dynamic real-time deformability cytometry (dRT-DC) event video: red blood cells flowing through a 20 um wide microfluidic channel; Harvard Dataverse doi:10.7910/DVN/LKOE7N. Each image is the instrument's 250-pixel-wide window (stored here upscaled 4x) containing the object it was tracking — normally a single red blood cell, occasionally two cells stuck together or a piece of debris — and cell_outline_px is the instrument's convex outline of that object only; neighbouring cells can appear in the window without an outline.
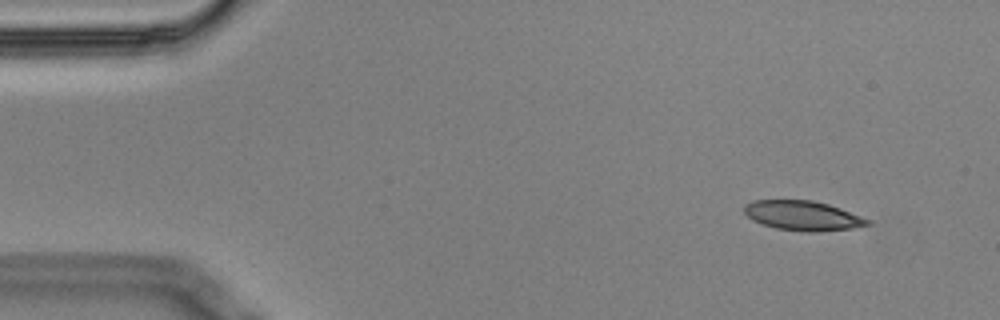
{"species": "Egyptian fruit bat (a non-hibernating species)", "species_latin": "Rousettus aegyptiacus", "temperature_condition": "cold", "stored_images_in_passage": 14, "camera_frame_rate_fps": 3000, "um_per_image_px": 0.085, "animal": {"sex": "male"}, "frame": {"image": 1, "passage_image": 1, "time_ms": 0.0, "image_size_px": [1000, 320], "cell_outline_px": [[872, 224], [852, 228], [820, 232], [808, 232], [776, 228], [752, 220], [744, 212], [744, 204], [752, 200], [812, 200], [828, 204], [840, 208], [872, 220]], "centroid_in_image_um": [68.26, 18.33], "position_along_channel_um": 16.7, "area_um2": 21.39}}
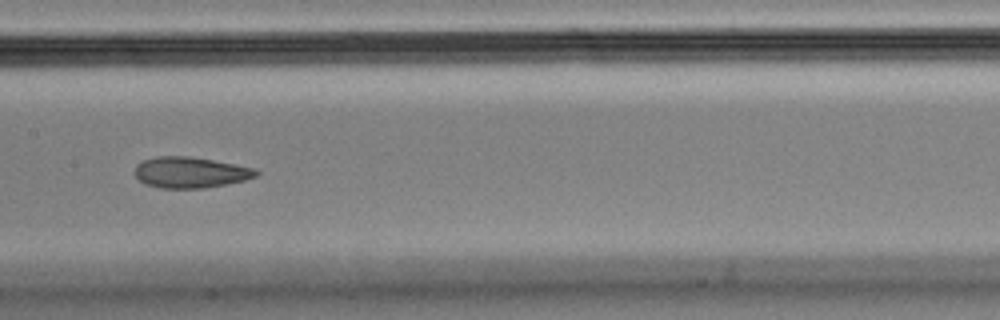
{"frame": {"image": 2, "passage_image": 7, "time_ms": 2.0, "image_size_px": [1000, 320], "cell_outline_px": [[260, 172], [256, 176], [244, 180], [204, 188], [160, 188], [144, 184], [132, 172], [136, 164], [144, 160], [156, 156], [188, 156], [212, 160], [252, 168]], "centroid_in_image_um": [16.1, 14.65], "position_along_channel_um": 191.3, "area_um2": 21.73}}
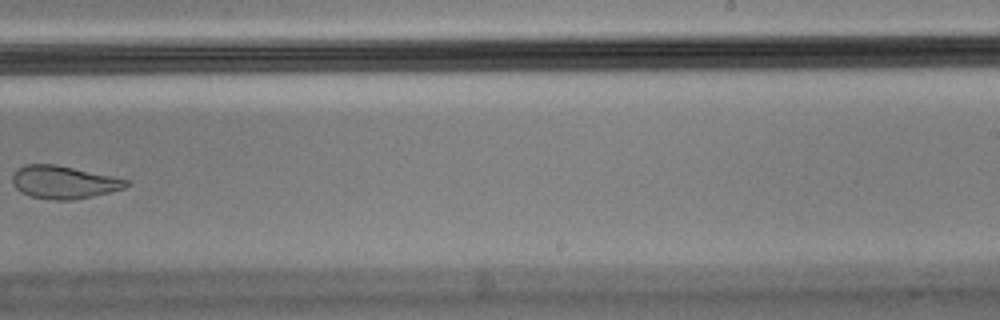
{"frame": {"image": 3, "passage_image": 9, "time_ms": 2.667, "image_size_px": [1000, 320], "cell_outline_px": [[132, 184], [124, 188], [76, 200], [52, 200], [32, 196], [20, 192], [16, 188], [12, 180], [12, 176], [16, 168], [24, 164], [56, 164], [112, 176], [128, 180]], "centroid_in_image_um": [5.4, 15.48], "position_along_channel_um": 283.6, "area_um2": 21.85}}